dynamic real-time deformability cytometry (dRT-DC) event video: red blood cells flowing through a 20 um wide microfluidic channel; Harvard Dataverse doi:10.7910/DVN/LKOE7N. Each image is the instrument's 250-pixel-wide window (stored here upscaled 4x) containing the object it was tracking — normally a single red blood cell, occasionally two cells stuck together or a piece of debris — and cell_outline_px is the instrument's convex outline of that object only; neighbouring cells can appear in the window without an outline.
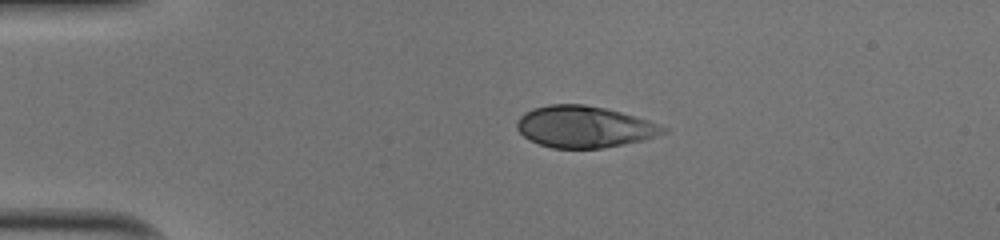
{"species": "human", "species_latin": "Homo sapiens", "temperature_condition": "cold", "stored_images_in_passage": 41, "camera_frame_rate_fps": 3000, "um_per_image_px": 0.085, "donor": {"sex": "male"}, "frame": {"image": 1, "passage_image": 1, "time_ms": 0.0, "image_size_px": [1000, 240], "cell_outline_px": [[668, 132], [644, 140], [604, 148], [552, 148], [540, 144], [524, 136], [516, 128], [516, 124], [520, 116], [524, 112], [532, 108], [548, 104], [584, 104], [604, 108], [620, 112], [648, 120], [668, 128]], "centroid_in_image_um": [49.66, 10.77], "position_along_channel_um": 35.3, "area_um2": 35.43}}
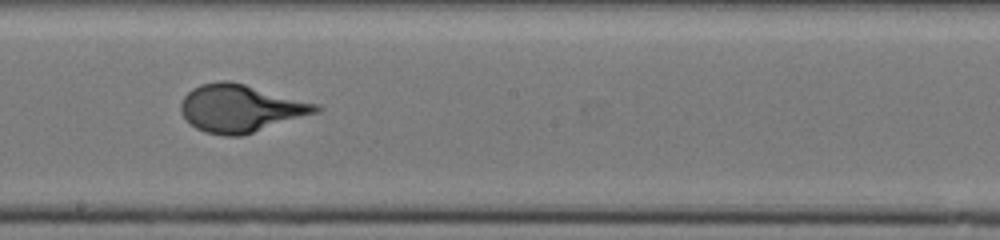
{"frame": {"image": 2, "passage_image": 19, "time_ms": 6.0, "image_size_px": [1000, 240], "cell_outline_px": [[324, 108], [320, 112], [240, 136], [224, 136], [204, 132], [196, 128], [180, 112], [180, 104], [184, 96], [192, 88], [200, 84], [220, 80], [228, 80], [244, 84], [320, 104]], "centroid_in_image_um": [20.47, 9.2], "position_along_channel_um": 227.7, "area_um2": 37.51}}
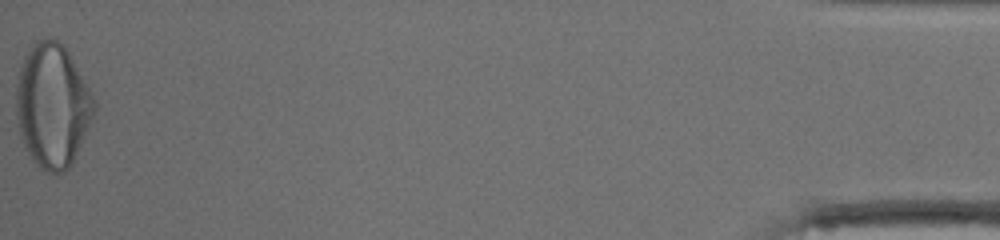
{"frame": {"image": 3, "passage_image": 41, "time_ms": 13.333, "image_size_px": [1000, 240], "cell_outline_px": [[96, 108], [72, 164], [64, 172], [48, 172], [40, 168], [32, 160], [24, 144], [20, 132], [16, 112], [16, 84], [20, 68], [24, 56], [28, 48], [36, 40], [56, 40], [68, 52], [96, 100]], "centroid_in_image_um": [4.45, 8.99], "position_along_channel_um": 430.8, "area_um2": 55.6}}